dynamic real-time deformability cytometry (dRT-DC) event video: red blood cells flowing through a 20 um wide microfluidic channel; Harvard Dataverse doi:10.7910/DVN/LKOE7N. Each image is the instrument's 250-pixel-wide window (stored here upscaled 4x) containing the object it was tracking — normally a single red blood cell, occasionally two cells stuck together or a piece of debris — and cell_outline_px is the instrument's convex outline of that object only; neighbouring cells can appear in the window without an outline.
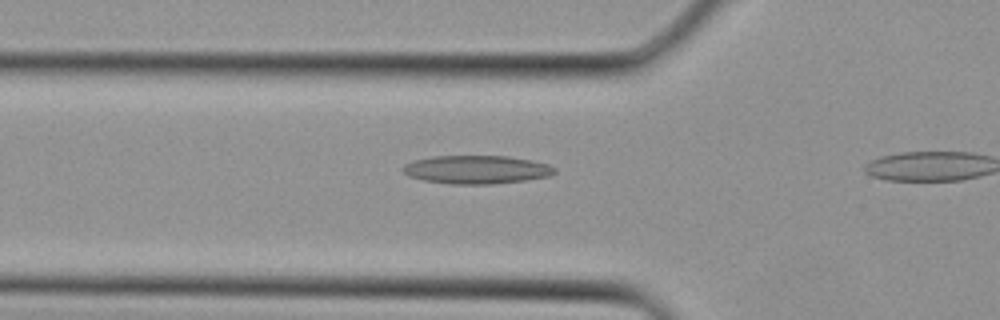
{"species": "Egyptian fruit bat (a non-hibernating species)", "species_latin": "Rousettus aegyptiacus", "temperature_condition": "cold", "stored_images_in_passage": 4, "camera_frame_rate_fps": 3000, "um_per_image_px": 0.085, "animal": {"sex": "female"}, "frame": {"image": 1, "passage_image": 4, "time_ms": 1.0, "image_size_px": [1000, 320], "cell_outline_px": [[556, 172], [548, 176], [524, 180], [492, 184], [448, 184], [424, 180], [408, 176], [400, 168], [404, 164], [416, 160], [432, 156], [508, 156], [532, 160], [548, 164], [556, 168]], "centroid_in_image_um": [40.49, 14.41], "position_along_channel_um": 85.3, "area_um2": 25.09}}